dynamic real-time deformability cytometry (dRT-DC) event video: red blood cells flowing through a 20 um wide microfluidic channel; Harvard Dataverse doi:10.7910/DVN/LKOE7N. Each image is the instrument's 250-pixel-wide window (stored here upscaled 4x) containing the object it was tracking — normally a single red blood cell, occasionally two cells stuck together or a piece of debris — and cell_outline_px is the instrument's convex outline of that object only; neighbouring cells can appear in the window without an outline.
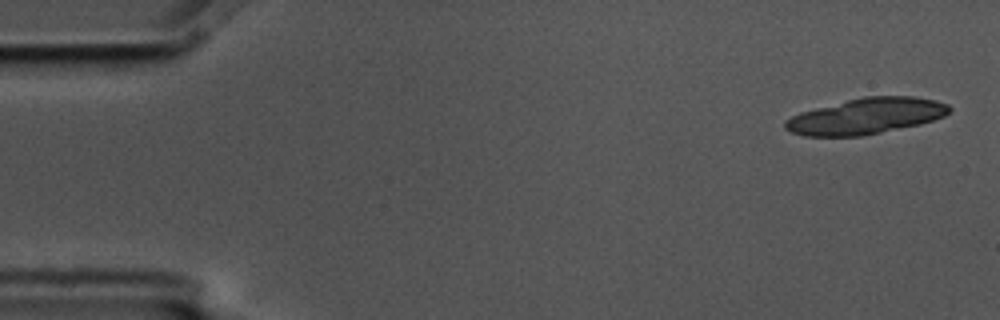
{"species": "common noctule bat (a hibernating species)", "species_latin": "Nyctalus noctula", "temperature_condition": "cold", "stored_images_in_passage": 5, "camera_frame_rate_fps": 3000, "um_per_image_px": 0.085, "animal": {"sex": "male", "body_mass_g": 17.5, "forearm_length_mm": 52.3}, "frame": {"image": 1, "passage_image": 1, "time_ms": 0.0, "image_size_px": [1000, 320], "cell_outline_px": [[952, 108], [944, 116], [920, 124], [860, 136], [804, 136], [792, 132], [784, 128], [784, 120], [800, 112], [864, 96], [916, 96], [936, 100], [948, 104]], "centroid_in_image_um": [73.62, 9.86], "position_along_channel_um": 11.4, "area_um2": 34.16}}